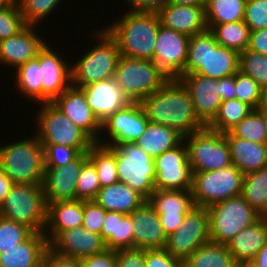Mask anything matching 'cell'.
<instances>
[{
  "label": "cell",
  "instance_id": "obj_1",
  "mask_svg": "<svg viewBox=\"0 0 267 267\" xmlns=\"http://www.w3.org/2000/svg\"><path fill=\"white\" fill-rule=\"evenodd\" d=\"M139 103L150 122L166 125L183 138L205 127L195 114L188 89L179 79H169Z\"/></svg>",
  "mask_w": 267,
  "mask_h": 267
},
{
  "label": "cell",
  "instance_id": "obj_22",
  "mask_svg": "<svg viewBox=\"0 0 267 267\" xmlns=\"http://www.w3.org/2000/svg\"><path fill=\"white\" fill-rule=\"evenodd\" d=\"M133 248L135 249H165L167 235L165 234L158 214L146 200L131 213Z\"/></svg>",
  "mask_w": 267,
  "mask_h": 267
},
{
  "label": "cell",
  "instance_id": "obj_17",
  "mask_svg": "<svg viewBox=\"0 0 267 267\" xmlns=\"http://www.w3.org/2000/svg\"><path fill=\"white\" fill-rule=\"evenodd\" d=\"M179 80L188 89L196 116L207 126L217 115L223 101L219 79L198 74H184Z\"/></svg>",
  "mask_w": 267,
  "mask_h": 267
},
{
  "label": "cell",
  "instance_id": "obj_4",
  "mask_svg": "<svg viewBox=\"0 0 267 267\" xmlns=\"http://www.w3.org/2000/svg\"><path fill=\"white\" fill-rule=\"evenodd\" d=\"M44 169V148L36 135L0 147V170L14 184L42 185Z\"/></svg>",
  "mask_w": 267,
  "mask_h": 267
},
{
  "label": "cell",
  "instance_id": "obj_65",
  "mask_svg": "<svg viewBox=\"0 0 267 267\" xmlns=\"http://www.w3.org/2000/svg\"><path fill=\"white\" fill-rule=\"evenodd\" d=\"M6 3L5 0H0V7H2Z\"/></svg>",
  "mask_w": 267,
  "mask_h": 267
},
{
  "label": "cell",
  "instance_id": "obj_11",
  "mask_svg": "<svg viewBox=\"0 0 267 267\" xmlns=\"http://www.w3.org/2000/svg\"><path fill=\"white\" fill-rule=\"evenodd\" d=\"M192 173L215 171L232 165L230 147L224 133L207 126L183 138Z\"/></svg>",
  "mask_w": 267,
  "mask_h": 267
},
{
  "label": "cell",
  "instance_id": "obj_12",
  "mask_svg": "<svg viewBox=\"0 0 267 267\" xmlns=\"http://www.w3.org/2000/svg\"><path fill=\"white\" fill-rule=\"evenodd\" d=\"M243 177L234 164L215 171L193 173L190 191L195 206L209 207L241 195Z\"/></svg>",
  "mask_w": 267,
  "mask_h": 267
},
{
  "label": "cell",
  "instance_id": "obj_45",
  "mask_svg": "<svg viewBox=\"0 0 267 267\" xmlns=\"http://www.w3.org/2000/svg\"><path fill=\"white\" fill-rule=\"evenodd\" d=\"M24 21L28 25H38L57 8L61 0H16Z\"/></svg>",
  "mask_w": 267,
  "mask_h": 267
},
{
  "label": "cell",
  "instance_id": "obj_33",
  "mask_svg": "<svg viewBox=\"0 0 267 267\" xmlns=\"http://www.w3.org/2000/svg\"><path fill=\"white\" fill-rule=\"evenodd\" d=\"M158 216H186L195 206L190 190H158L147 199Z\"/></svg>",
  "mask_w": 267,
  "mask_h": 267
},
{
  "label": "cell",
  "instance_id": "obj_60",
  "mask_svg": "<svg viewBox=\"0 0 267 267\" xmlns=\"http://www.w3.org/2000/svg\"><path fill=\"white\" fill-rule=\"evenodd\" d=\"M13 182L0 170V204L9 193Z\"/></svg>",
  "mask_w": 267,
  "mask_h": 267
},
{
  "label": "cell",
  "instance_id": "obj_8",
  "mask_svg": "<svg viewBox=\"0 0 267 267\" xmlns=\"http://www.w3.org/2000/svg\"><path fill=\"white\" fill-rule=\"evenodd\" d=\"M114 79L131 102H140L169 80L153 60L123 56L118 60Z\"/></svg>",
  "mask_w": 267,
  "mask_h": 267
},
{
  "label": "cell",
  "instance_id": "obj_13",
  "mask_svg": "<svg viewBox=\"0 0 267 267\" xmlns=\"http://www.w3.org/2000/svg\"><path fill=\"white\" fill-rule=\"evenodd\" d=\"M209 241V211L207 207L194 206L179 228L167 236L165 250L172 257L185 261L199 246Z\"/></svg>",
  "mask_w": 267,
  "mask_h": 267
},
{
  "label": "cell",
  "instance_id": "obj_21",
  "mask_svg": "<svg viewBox=\"0 0 267 267\" xmlns=\"http://www.w3.org/2000/svg\"><path fill=\"white\" fill-rule=\"evenodd\" d=\"M49 249L56 255L81 260L107 248L100 234L79 226L61 232L49 244Z\"/></svg>",
  "mask_w": 267,
  "mask_h": 267
},
{
  "label": "cell",
  "instance_id": "obj_47",
  "mask_svg": "<svg viewBox=\"0 0 267 267\" xmlns=\"http://www.w3.org/2000/svg\"><path fill=\"white\" fill-rule=\"evenodd\" d=\"M235 98L258 109L261 103L262 88L250 76L240 70L235 74Z\"/></svg>",
  "mask_w": 267,
  "mask_h": 267
},
{
  "label": "cell",
  "instance_id": "obj_7",
  "mask_svg": "<svg viewBox=\"0 0 267 267\" xmlns=\"http://www.w3.org/2000/svg\"><path fill=\"white\" fill-rule=\"evenodd\" d=\"M35 133L42 145H64L87 153L95 142L52 102L41 103Z\"/></svg>",
  "mask_w": 267,
  "mask_h": 267
},
{
  "label": "cell",
  "instance_id": "obj_30",
  "mask_svg": "<svg viewBox=\"0 0 267 267\" xmlns=\"http://www.w3.org/2000/svg\"><path fill=\"white\" fill-rule=\"evenodd\" d=\"M94 201L106 211L128 215L139 208L146 199L127 184L118 182L100 188Z\"/></svg>",
  "mask_w": 267,
  "mask_h": 267
},
{
  "label": "cell",
  "instance_id": "obj_38",
  "mask_svg": "<svg viewBox=\"0 0 267 267\" xmlns=\"http://www.w3.org/2000/svg\"><path fill=\"white\" fill-rule=\"evenodd\" d=\"M87 157L97 170L101 188L119 182L115 150L111 146L95 143L87 152Z\"/></svg>",
  "mask_w": 267,
  "mask_h": 267
},
{
  "label": "cell",
  "instance_id": "obj_2",
  "mask_svg": "<svg viewBox=\"0 0 267 267\" xmlns=\"http://www.w3.org/2000/svg\"><path fill=\"white\" fill-rule=\"evenodd\" d=\"M160 25L156 11L130 9L105 29L116 40L120 56L152 60Z\"/></svg>",
  "mask_w": 267,
  "mask_h": 267
},
{
  "label": "cell",
  "instance_id": "obj_42",
  "mask_svg": "<svg viewBox=\"0 0 267 267\" xmlns=\"http://www.w3.org/2000/svg\"><path fill=\"white\" fill-rule=\"evenodd\" d=\"M239 70L253 78L263 89L267 87V56L246 49L239 53Z\"/></svg>",
  "mask_w": 267,
  "mask_h": 267
},
{
  "label": "cell",
  "instance_id": "obj_63",
  "mask_svg": "<svg viewBox=\"0 0 267 267\" xmlns=\"http://www.w3.org/2000/svg\"><path fill=\"white\" fill-rule=\"evenodd\" d=\"M263 122H264V126L266 129V134H267V112L263 111Z\"/></svg>",
  "mask_w": 267,
  "mask_h": 267
},
{
  "label": "cell",
  "instance_id": "obj_6",
  "mask_svg": "<svg viewBox=\"0 0 267 267\" xmlns=\"http://www.w3.org/2000/svg\"><path fill=\"white\" fill-rule=\"evenodd\" d=\"M0 216L43 233L47 220V202L42 185L13 184L0 204Z\"/></svg>",
  "mask_w": 267,
  "mask_h": 267
},
{
  "label": "cell",
  "instance_id": "obj_5",
  "mask_svg": "<svg viewBox=\"0 0 267 267\" xmlns=\"http://www.w3.org/2000/svg\"><path fill=\"white\" fill-rule=\"evenodd\" d=\"M93 37L98 38V44L71 66L74 87H84L94 82L114 78L120 58L116 40L105 28L102 31L97 30Z\"/></svg>",
  "mask_w": 267,
  "mask_h": 267
},
{
  "label": "cell",
  "instance_id": "obj_53",
  "mask_svg": "<svg viewBox=\"0 0 267 267\" xmlns=\"http://www.w3.org/2000/svg\"><path fill=\"white\" fill-rule=\"evenodd\" d=\"M81 267H116V251L105 249L80 260Z\"/></svg>",
  "mask_w": 267,
  "mask_h": 267
},
{
  "label": "cell",
  "instance_id": "obj_15",
  "mask_svg": "<svg viewBox=\"0 0 267 267\" xmlns=\"http://www.w3.org/2000/svg\"><path fill=\"white\" fill-rule=\"evenodd\" d=\"M190 37L160 25L153 61L169 79L184 75Z\"/></svg>",
  "mask_w": 267,
  "mask_h": 267
},
{
  "label": "cell",
  "instance_id": "obj_19",
  "mask_svg": "<svg viewBox=\"0 0 267 267\" xmlns=\"http://www.w3.org/2000/svg\"><path fill=\"white\" fill-rule=\"evenodd\" d=\"M87 160L83 153L66 166L45 167L42 187L47 203L76 200L77 178Z\"/></svg>",
  "mask_w": 267,
  "mask_h": 267
},
{
  "label": "cell",
  "instance_id": "obj_20",
  "mask_svg": "<svg viewBox=\"0 0 267 267\" xmlns=\"http://www.w3.org/2000/svg\"><path fill=\"white\" fill-rule=\"evenodd\" d=\"M47 44L40 50L42 76V103L53 102L72 85L70 63H66L58 52ZM69 65V66H68Z\"/></svg>",
  "mask_w": 267,
  "mask_h": 267
},
{
  "label": "cell",
  "instance_id": "obj_44",
  "mask_svg": "<svg viewBox=\"0 0 267 267\" xmlns=\"http://www.w3.org/2000/svg\"><path fill=\"white\" fill-rule=\"evenodd\" d=\"M101 188L98 174L93 163L88 159L83 165L76 183V200H94Z\"/></svg>",
  "mask_w": 267,
  "mask_h": 267
},
{
  "label": "cell",
  "instance_id": "obj_10",
  "mask_svg": "<svg viewBox=\"0 0 267 267\" xmlns=\"http://www.w3.org/2000/svg\"><path fill=\"white\" fill-rule=\"evenodd\" d=\"M207 209L210 241L215 243L226 244L239 231L262 217L241 195L212 204Z\"/></svg>",
  "mask_w": 267,
  "mask_h": 267
},
{
  "label": "cell",
  "instance_id": "obj_50",
  "mask_svg": "<svg viewBox=\"0 0 267 267\" xmlns=\"http://www.w3.org/2000/svg\"><path fill=\"white\" fill-rule=\"evenodd\" d=\"M106 210L94 200L83 201V222L82 226L91 232L101 235L103 220Z\"/></svg>",
  "mask_w": 267,
  "mask_h": 267
},
{
  "label": "cell",
  "instance_id": "obj_41",
  "mask_svg": "<svg viewBox=\"0 0 267 267\" xmlns=\"http://www.w3.org/2000/svg\"><path fill=\"white\" fill-rule=\"evenodd\" d=\"M230 132L235 137L267 144V134L263 122V111L253 109L245 118L233 127Z\"/></svg>",
  "mask_w": 267,
  "mask_h": 267
},
{
  "label": "cell",
  "instance_id": "obj_16",
  "mask_svg": "<svg viewBox=\"0 0 267 267\" xmlns=\"http://www.w3.org/2000/svg\"><path fill=\"white\" fill-rule=\"evenodd\" d=\"M148 121L140 103L130 102L102 123L103 132L107 131L111 139L109 142L99 141L98 144L113 146L118 143H132L145 131Z\"/></svg>",
  "mask_w": 267,
  "mask_h": 267
},
{
  "label": "cell",
  "instance_id": "obj_61",
  "mask_svg": "<svg viewBox=\"0 0 267 267\" xmlns=\"http://www.w3.org/2000/svg\"><path fill=\"white\" fill-rule=\"evenodd\" d=\"M165 2L188 6H205L206 4V0H165Z\"/></svg>",
  "mask_w": 267,
  "mask_h": 267
},
{
  "label": "cell",
  "instance_id": "obj_48",
  "mask_svg": "<svg viewBox=\"0 0 267 267\" xmlns=\"http://www.w3.org/2000/svg\"><path fill=\"white\" fill-rule=\"evenodd\" d=\"M44 148L45 167H63L76 160L81 153L64 145H42Z\"/></svg>",
  "mask_w": 267,
  "mask_h": 267
},
{
  "label": "cell",
  "instance_id": "obj_3",
  "mask_svg": "<svg viewBox=\"0 0 267 267\" xmlns=\"http://www.w3.org/2000/svg\"><path fill=\"white\" fill-rule=\"evenodd\" d=\"M239 71V53L221 46L207 29L190 37L184 74L226 78Z\"/></svg>",
  "mask_w": 267,
  "mask_h": 267
},
{
  "label": "cell",
  "instance_id": "obj_62",
  "mask_svg": "<svg viewBox=\"0 0 267 267\" xmlns=\"http://www.w3.org/2000/svg\"><path fill=\"white\" fill-rule=\"evenodd\" d=\"M258 109L267 112V87L262 89L261 103Z\"/></svg>",
  "mask_w": 267,
  "mask_h": 267
},
{
  "label": "cell",
  "instance_id": "obj_24",
  "mask_svg": "<svg viewBox=\"0 0 267 267\" xmlns=\"http://www.w3.org/2000/svg\"><path fill=\"white\" fill-rule=\"evenodd\" d=\"M156 12L161 25L189 37L208 29L205 6H188L164 2Z\"/></svg>",
  "mask_w": 267,
  "mask_h": 267
},
{
  "label": "cell",
  "instance_id": "obj_40",
  "mask_svg": "<svg viewBox=\"0 0 267 267\" xmlns=\"http://www.w3.org/2000/svg\"><path fill=\"white\" fill-rule=\"evenodd\" d=\"M252 110L253 108L251 106L241 102L237 98L222 101L217 115L207 127L220 133L229 132Z\"/></svg>",
  "mask_w": 267,
  "mask_h": 267
},
{
  "label": "cell",
  "instance_id": "obj_31",
  "mask_svg": "<svg viewBox=\"0 0 267 267\" xmlns=\"http://www.w3.org/2000/svg\"><path fill=\"white\" fill-rule=\"evenodd\" d=\"M182 141L183 137L172 128L148 121L145 131L134 143L155 159L165 151L175 148Z\"/></svg>",
  "mask_w": 267,
  "mask_h": 267
},
{
  "label": "cell",
  "instance_id": "obj_36",
  "mask_svg": "<svg viewBox=\"0 0 267 267\" xmlns=\"http://www.w3.org/2000/svg\"><path fill=\"white\" fill-rule=\"evenodd\" d=\"M16 86L22 95L42 103V76L40 51L37 56L16 68Z\"/></svg>",
  "mask_w": 267,
  "mask_h": 267
},
{
  "label": "cell",
  "instance_id": "obj_49",
  "mask_svg": "<svg viewBox=\"0 0 267 267\" xmlns=\"http://www.w3.org/2000/svg\"><path fill=\"white\" fill-rule=\"evenodd\" d=\"M244 22L250 31L267 28V0H247Z\"/></svg>",
  "mask_w": 267,
  "mask_h": 267
},
{
  "label": "cell",
  "instance_id": "obj_46",
  "mask_svg": "<svg viewBox=\"0 0 267 267\" xmlns=\"http://www.w3.org/2000/svg\"><path fill=\"white\" fill-rule=\"evenodd\" d=\"M32 233L26 225L0 216V253L24 242Z\"/></svg>",
  "mask_w": 267,
  "mask_h": 267
},
{
  "label": "cell",
  "instance_id": "obj_43",
  "mask_svg": "<svg viewBox=\"0 0 267 267\" xmlns=\"http://www.w3.org/2000/svg\"><path fill=\"white\" fill-rule=\"evenodd\" d=\"M26 25L16 0L0 7V41L17 34Z\"/></svg>",
  "mask_w": 267,
  "mask_h": 267
},
{
  "label": "cell",
  "instance_id": "obj_35",
  "mask_svg": "<svg viewBox=\"0 0 267 267\" xmlns=\"http://www.w3.org/2000/svg\"><path fill=\"white\" fill-rule=\"evenodd\" d=\"M215 40L221 46L233 49L238 53L249 47L250 28L244 21L224 24H207Z\"/></svg>",
  "mask_w": 267,
  "mask_h": 267
},
{
  "label": "cell",
  "instance_id": "obj_54",
  "mask_svg": "<svg viewBox=\"0 0 267 267\" xmlns=\"http://www.w3.org/2000/svg\"><path fill=\"white\" fill-rule=\"evenodd\" d=\"M42 267H81L80 260L56 255L50 249L47 250Z\"/></svg>",
  "mask_w": 267,
  "mask_h": 267
},
{
  "label": "cell",
  "instance_id": "obj_25",
  "mask_svg": "<svg viewBox=\"0 0 267 267\" xmlns=\"http://www.w3.org/2000/svg\"><path fill=\"white\" fill-rule=\"evenodd\" d=\"M35 28L36 25L27 24L17 34L0 41L1 64L16 69L38 55L47 42L38 36L37 31H34Z\"/></svg>",
  "mask_w": 267,
  "mask_h": 267
},
{
  "label": "cell",
  "instance_id": "obj_26",
  "mask_svg": "<svg viewBox=\"0 0 267 267\" xmlns=\"http://www.w3.org/2000/svg\"><path fill=\"white\" fill-rule=\"evenodd\" d=\"M266 242L267 218L261 217L252 225L239 231L226 245L235 262L240 267H247Z\"/></svg>",
  "mask_w": 267,
  "mask_h": 267
},
{
  "label": "cell",
  "instance_id": "obj_29",
  "mask_svg": "<svg viewBox=\"0 0 267 267\" xmlns=\"http://www.w3.org/2000/svg\"><path fill=\"white\" fill-rule=\"evenodd\" d=\"M224 135L229 143L231 162L244 176L267 166V144L235 137L230 131Z\"/></svg>",
  "mask_w": 267,
  "mask_h": 267
},
{
  "label": "cell",
  "instance_id": "obj_23",
  "mask_svg": "<svg viewBox=\"0 0 267 267\" xmlns=\"http://www.w3.org/2000/svg\"><path fill=\"white\" fill-rule=\"evenodd\" d=\"M85 94L93 114L102 124L131 101L123 94L115 79H107L79 87Z\"/></svg>",
  "mask_w": 267,
  "mask_h": 267
},
{
  "label": "cell",
  "instance_id": "obj_32",
  "mask_svg": "<svg viewBox=\"0 0 267 267\" xmlns=\"http://www.w3.org/2000/svg\"><path fill=\"white\" fill-rule=\"evenodd\" d=\"M101 236L108 249L114 251L132 249L133 231L131 214L125 215L113 211H106Z\"/></svg>",
  "mask_w": 267,
  "mask_h": 267
},
{
  "label": "cell",
  "instance_id": "obj_64",
  "mask_svg": "<svg viewBox=\"0 0 267 267\" xmlns=\"http://www.w3.org/2000/svg\"><path fill=\"white\" fill-rule=\"evenodd\" d=\"M180 267H191L185 261H182Z\"/></svg>",
  "mask_w": 267,
  "mask_h": 267
},
{
  "label": "cell",
  "instance_id": "obj_34",
  "mask_svg": "<svg viewBox=\"0 0 267 267\" xmlns=\"http://www.w3.org/2000/svg\"><path fill=\"white\" fill-rule=\"evenodd\" d=\"M185 262L191 267H240L226 244L212 241L199 246Z\"/></svg>",
  "mask_w": 267,
  "mask_h": 267
},
{
  "label": "cell",
  "instance_id": "obj_18",
  "mask_svg": "<svg viewBox=\"0 0 267 267\" xmlns=\"http://www.w3.org/2000/svg\"><path fill=\"white\" fill-rule=\"evenodd\" d=\"M52 103L95 143L101 140L99 137L102 133V124L93 114L80 88L71 85Z\"/></svg>",
  "mask_w": 267,
  "mask_h": 267
},
{
  "label": "cell",
  "instance_id": "obj_28",
  "mask_svg": "<svg viewBox=\"0 0 267 267\" xmlns=\"http://www.w3.org/2000/svg\"><path fill=\"white\" fill-rule=\"evenodd\" d=\"M82 222V200L47 203V220L43 234L50 244L61 232L82 226Z\"/></svg>",
  "mask_w": 267,
  "mask_h": 267
},
{
  "label": "cell",
  "instance_id": "obj_59",
  "mask_svg": "<svg viewBox=\"0 0 267 267\" xmlns=\"http://www.w3.org/2000/svg\"><path fill=\"white\" fill-rule=\"evenodd\" d=\"M247 267H267V242Z\"/></svg>",
  "mask_w": 267,
  "mask_h": 267
},
{
  "label": "cell",
  "instance_id": "obj_57",
  "mask_svg": "<svg viewBox=\"0 0 267 267\" xmlns=\"http://www.w3.org/2000/svg\"><path fill=\"white\" fill-rule=\"evenodd\" d=\"M184 218L185 216H159L160 223L167 236L179 228Z\"/></svg>",
  "mask_w": 267,
  "mask_h": 267
},
{
  "label": "cell",
  "instance_id": "obj_27",
  "mask_svg": "<svg viewBox=\"0 0 267 267\" xmlns=\"http://www.w3.org/2000/svg\"><path fill=\"white\" fill-rule=\"evenodd\" d=\"M48 249L45 235L33 232L24 242L0 253V267H42Z\"/></svg>",
  "mask_w": 267,
  "mask_h": 267
},
{
  "label": "cell",
  "instance_id": "obj_9",
  "mask_svg": "<svg viewBox=\"0 0 267 267\" xmlns=\"http://www.w3.org/2000/svg\"><path fill=\"white\" fill-rule=\"evenodd\" d=\"M111 147L115 150L119 182L127 184L147 200L156 190L154 159L134 142Z\"/></svg>",
  "mask_w": 267,
  "mask_h": 267
},
{
  "label": "cell",
  "instance_id": "obj_55",
  "mask_svg": "<svg viewBox=\"0 0 267 267\" xmlns=\"http://www.w3.org/2000/svg\"><path fill=\"white\" fill-rule=\"evenodd\" d=\"M248 49L267 56V28L250 32Z\"/></svg>",
  "mask_w": 267,
  "mask_h": 267
},
{
  "label": "cell",
  "instance_id": "obj_52",
  "mask_svg": "<svg viewBox=\"0 0 267 267\" xmlns=\"http://www.w3.org/2000/svg\"><path fill=\"white\" fill-rule=\"evenodd\" d=\"M116 267H145V249L116 251Z\"/></svg>",
  "mask_w": 267,
  "mask_h": 267
},
{
  "label": "cell",
  "instance_id": "obj_39",
  "mask_svg": "<svg viewBox=\"0 0 267 267\" xmlns=\"http://www.w3.org/2000/svg\"><path fill=\"white\" fill-rule=\"evenodd\" d=\"M247 0H206L207 24H224L244 21Z\"/></svg>",
  "mask_w": 267,
  "mask_h": 267
},
{
  "label": "cell",
  "instance_id": "obj_37",
  "mask_svg": "<svg viewBox=\"0 0 267 267\" xmlns=\"http://www.w3.org/2000/svg\"><path fill=\"white\" fill-rule=\"evenodd\" d=\"M241 196L259 215H267V166L243 177Z\"/></svg>",
  "mask_w": 267,
  "mask_h": 267
},
{
  "label": "cell",
  "instance_id": "obj_14",
  "mask_svg": "<svg viewBox=\"0 0 267 267\" xmlns=\"http://www.w3.org/2000/svg\"><path fill=\"white\" fill-rule=\"evenodd\" d=\"M155 188L158 190H191L193 173L185 142L154 159Z\"/></svg>",
  "mask_w": 267,
  "mask_h": 267
},
{
  "label": "cell",
  "instance_id": "obj_58",
  "mask_svg": "<svg viewBox=\"0 0 267 267\" xmlns=\"http://www.w3.org/2000/svg\"><path fill=\"white\" fill-rule=\"evenodd\" d=\"M130 8L134 10H153L156 11L165 0H126Z\"/></svg>",
  "mask_w": 267,
  "mask_h": 267
},
{
  "label": "cell",
  "instance_id": "obj_56",
  "mask_svg": "<svg viewBox=\"0 0 267 267\" xmlns=\"http://www.w3.org/2000/svg\"><path fill=\"white\" fill-rule=\"evenodd\" d=\"M219 85H221L220 95L223 101L235 98V75L219 79Z\"/></svg>",
  "mask_w": 267,
  "mask_h": 267
},
{
  "label": "cell",
  "instance_id": "obj_51",
  "mask_svg": "<svg viewBox=\"0 0 267 267\" xmlns=\"http://www.w3.org/2000/svg\"><path fill=\"white\" fill-rule=\"evenodd\" d=\"M181 262L165 249L145 250V267H180Z\"/></svg>",
  "mask_w": 267,
  "mask_h": 267
}]
</instances>
